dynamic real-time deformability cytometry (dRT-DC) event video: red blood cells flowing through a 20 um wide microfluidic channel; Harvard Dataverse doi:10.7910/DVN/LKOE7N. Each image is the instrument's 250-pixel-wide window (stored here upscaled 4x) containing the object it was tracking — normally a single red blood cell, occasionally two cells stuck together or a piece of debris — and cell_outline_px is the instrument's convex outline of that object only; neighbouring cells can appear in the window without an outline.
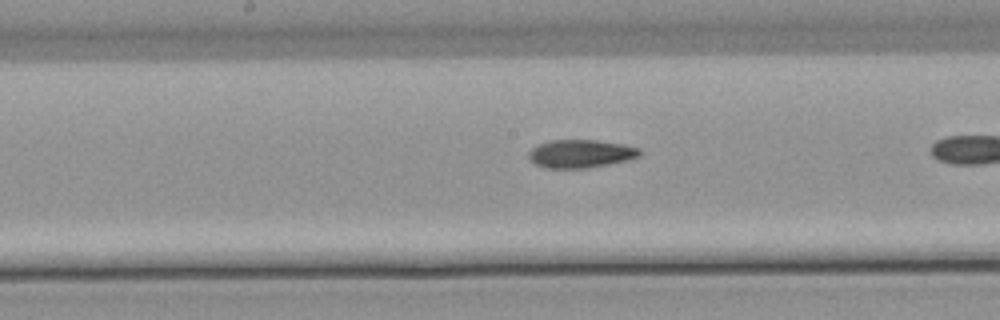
{"species": "common noctule bat (a hibernating species)", "species_latin": "Nyctalus noctula", "temperature_condition": "warm", "stored_images_in_passage": 37, "camera_frame_rate_fps": 3000, "um_per_image_px": 0.085, "animal": {"sex": "male", "body_mass_g": 21.5, "forearm_length_mm": 52.0}, "frame": {"image": 1, "passage_image": 23, "time_ms": 7.333, "image_size_px": [1000, 320], "cell_outline_px": [[640, 156], [628, 160], [588, 168], [544, 168], [528, 160], [528, 152], [536, 144], [552, 140], [596, 140], [624, 144], [640, 148]], "centroid_in_image_um": [49.33, 13.06], "position_along_channel_um": 198.9, "area_um2": 18.38}}
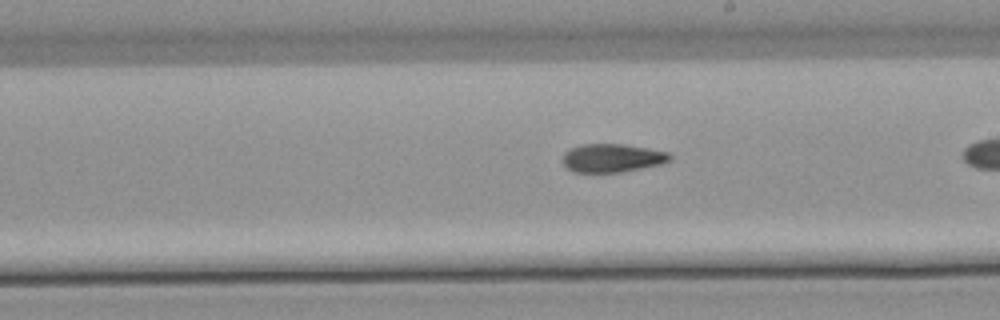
{"frame": {"image": 2, "passage_image": 26, "time_ms": 8.333, "image_size_px": [1000, 320], "cell_outline_px": [[672, 160], [660, 164], [620, 172], [572, 172], [560, 160], [564, 152], [568, 148], [584, 144], [624, 144], [648, 148], [668, 152], [672, 156]], "centroid_in_image_um": [52.0, 13.42], "position_along_channel_um": 237.0, "area_um2": 17.86}}